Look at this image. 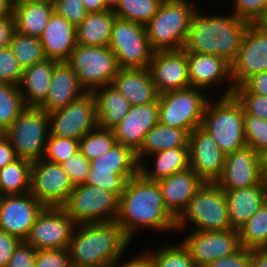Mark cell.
<instances>
[{
	"instance_id": "d590c367",
	"label": "cell",
	"mask_w": 267,
	"mask_h": 267,
	"mask_svg": "<svg viewBox=\"0 0 267 267\" xmlns=\"http://www.w3.org/2000/svg\"><path fill=\"white\" fill-rule=\"evenodd\" d=\"M157 250L143 249V253L150 261L151 267H195L189 251L179 241L177 244L159 243Z\"/></svg>"
},
{
	"instance_id": "e0dca14e",
	"label": "cell",
	"mask_w": 267,
	"mask_h": 267,
	"mask_svg": "<svg viewBox=\"0 0 267 267\" xmlns=\"http://www.w3.org/2000/svg\"><path fill=\"white\" fill-rule=\"evenodd\" d=\"M44 208L30 192L0 196V229L25 241Z\"/></svg>"
},
{
	"instance_id": "83f0119b",
	"label": "cell",
	"mask_w": 267,
	"mask_h": 267,
	"mask_svg": "<svg viewBox=\"0 0 267 267\" xmlns=\"http://www.w3.org/2000/svg\"><path fill=\"white\" fill-rule=\"evenodd\" d=\"M57 63L56 60L45 59L23 69L19 89L27 107H38L46 99L53 69Z\"/></svg>"
},
{
	"instance_id": "4fadbf2b",
	"label": "cell",
	"mask_w": 267,
	"mask_h": 267,
	"mask_svg": "<svg viewBox=\"0 0 267 267\" xmlns=\"http://www.w3.org/2000/svg\"><path fill=\"white\" fill-rule=\"evenodd\" d=\"M74 184L58 163L45 159L32 162L30 193L45 207H62Z\"/></svg>"
},
{
	"instance_id": "7402d4cb",
	"label": "cell",
	"mask_w": 267,
	"mask_h": 267,
	"mask_svg": "<svg viewBox=\"0 0 267 267\" xmlns=\"http://www.w3.org/2000/svg\"><path fill=\"white\" fill-rule=\"evenodd\" d=\"M158 122L157 100L153 103L131 106L128 114L112 131L117 143L128 146L136 153L142 146L146 133Z\"/></svg>"
},
{
	"instance_id": "7bdbcfd3",
	"label": "cell",
	"mask_w": 267,
	"mask_h": 267,
	"mask_svg": "<svg viewBox=\"0 0 267 267\" xmlns=\"http://www.w3.org/2000/svg\"><path fill=\"white\" fill-rule=\"evenodd\" d=\"M243 127L246 145L263 154L267 150V120L244 114Z\"/></svg>"
},
{
	"instance_id": "03108f58",
	"label": "cell",
	"mask_w": 267,
	"mask_h": 267,
	"mask_svg": "<svg viewBox=\"0 0 267 267\" xmlns=\"http://www.w3.org/2000/svg\"><path fill=\"white\" fill-rule=\"evenodd\" d=\"M108 10L115 11L119 6L121 0H105Z\"/></svg>"
},
{
	"instance_id": "ab89813d",
	"label": "cell",
	"mask_w": 267,
	"mask_h": 267,
	"mask_svg": "<svg viewBox=\"0 0 267 267\" xmlns=\"http://www.w3.org/2000/svg\"><path fill=\"white\" fill-rule=\"evenodd\" d=\"M163 0H121L114 11L117 18L146 25L157 13Z\"/></svg>"
},
{
	"instance_id": "9a60e30c",
	"label": "cell",
	"mask_w": 267,
	"mask_h": 267,
	"mask_svg": "<svg viewBox=\"0 0 267 267\" xmlns=\"http://www.w3.org/2000/svg\"><path fill=\"white\" fill-rule=\"evenodd\" d=\"M181 239V243L189 251L195 267H205L210 262L236 252L241 246L239 231H190Z\"/></svg>"
},
{
	"instance_id": "4316f807",
	"label": "cell",
	"mask_w": 267,
	"mask_h": 267,
	"mask_svg": "<svg viewBox=\"0 0 267 267\" xmlns=\"http://www.w3.org/2000/svg\"><path fill=\"white\" fill-rule=\"evenodd\" d=\"M112 85L123 94L131 106L153 103L159 98L148 68H120Z\"/></svg>"
},
{
	"instance_id": "680465c9",
	"label": "cell",
	"mask_w": 267,
	"mask_h": 267,
	"mask_svg": "<svg viewBox=\"0 0 267 267\" xmlns=\"http://www.w3.org/2000/svg\"><path fill=\"white\" fill-rule=\"evenodd\" d=\"M118 260L111 267H151L150 261L147 256L141 252L136 256H133L131 259H128L126 262ZM122 262V263H121ZM121 264V265H120Z\"/></svg>"
},
{
	"instance_id": "7a4b0ae2",
	"label": "cell",
	"mask_w": 267,
	"mask_h": 267,
	"mask_svg": "<svg viewBox=\"0 0 267 267\" xmlns=\"http://www.w3.org/2000/svg\"><path fill=\"white\" fill-rule=\"evenodd\" d=\"M206 13L198 8L193 14L183 49L187 53L219 56L231 65L250 23L233 13Z\"/></svg>"
},
{
	"instance_id": "52a82bcc",
	"label": "cell",
	"mask_w": 267,
	"mask_h": 267,
	"mask_svg": "<svg viewBox=\"0 0 267 267\" xmlns=\"http://www.w3.org/2000/svg\"><path fill=\"white\" fill-rule=\"evenodd\" d=\"M205 93L208 92L188 87L159 94V123L190 134L202 124L204 108L209 100V94Z\"/></svg>"
},
{
	"instance_id": "681fc988",
	"label": "cell",
	"mask_w": 267,
	"mask_h": 267,
	"mask_svg": "<svg viewBox=\"0 0 267 267\" xmlns=\"http://www.w3.org/2000/svg\"><path fill=\"white\" fill-rule=\"evenodd\" d=\"M241 103L244 114L267 120V96L253 93H233Z\"/></svg>"
},
{
	"instance_id": "30bf717a",
	"label": "cell",
	"mask_w": 267,
	"mask_h": 267,
	"mask_svg": "<svg viewBox=\"0 0 267 267\" xmlns=\"http://www.w3.org/2000/svg\"><path fill=\"white\" fill-rule=\"evenodd\" d=\"M62 208L76 224L113 222L119 211V197L100 187L79 184Z\"/></svg>"
},
{
	"instance_id": "44dd1931",
	"label": "cell",
	"mask_w": 267,
	"mask_h": 267,
	"mask_svg": "<svg viewBox=\"0 0 267 267\" xmlns=\"http://www.w3.org/2000/svg\"><path fill=\"white\" fill-rule=\"evenodd\" d=\"M148 69L159 94L190 87L184 49L154 51Z\"/></svg>"
},
{
	"instance_id": "b9f144b4",
	"label": "cell",
	"mask_w": 267,
	"mask_h": 267,
	"mask_svg": "<svg viewBox=\"0 0 267 267\" xmlns=\"http://www.w3.org/2000/svg\"><path fill=\"white\" fill-rule=\"evenodd\" d=\"M135 175L116 174L114 170H93L90 168L84 184L100 187L120 197L124 191L126 182Z\"/></svg>"
},
{
	"instance_id": "1f68e13d",
	"label": "cell",
	"mask_w": 267,
	"mask_h": 267,
	"mask_svg": "<svg viewBox=\"0 0 267 267\" xmlns=\"http://www.w3.org/2000/svg\"><path fill=\"white\" fill-rule=\"evenodd\" d=\"M115 18L116 15L112 10L88 13L76 27V44L108 46Z\"/></svg>"
},
{
	"instance_id": "f1b7e54d",
	"label": "cell",
	"mask_w": 267,
	"mask_h": 267,
	"mask_svg": "<svg viewBox=\"0 0 267 267\" xmlns=\"http://www.w3.org/2000/svg\"><path fill=\"white\" fill-rule=\"evenodd\" d=\"M98 127L112 130L128 114L130 102L112 84L95 89Z\"/></svg>"
},
{
	"instance_id": "9c48e42d",
	"label": "cell",
	"mask_w": 267,
	"mask_h": 267,
	"mask_svg": "<svg viewBox=\"0 0 267 267\" xmlns=\"http://www.w3.org/2000/svg\"><path fill=\"white\" fill-rule=\"evenodd\" d=\"M66 62L87 92L112 84L120 69L115 54L109 46L76 44Z\"/></svg>"
},
{
	"instance_id": "484cf974",
	"label": "cell",
	"mask_w": 267,
	"mask_h": 267,
	"mask_svg": "<svg viewBox=\"0 0 267 267\" xmlns=\"http://www.w3.org/2000/svg\"><path fill=\"white\" fill-rule=\"evenodd\" d=\"M40 41L47 59L66 62L76 46V27L53 11Z\"/></svg>"
},
{
	"instance_id": "ee69618b",
	"label": "cell",
	"mask_w": 267,
	"mask_h": 267,
	"mask_svg": "<svg viewBox=\"0 0 267 267\" xmlns=\"http://www.w3.org/2000/svg\"><path fill=\"white\" fill-rule=\"evenodd\" d=\"M79 150V141L49 133L43 159L61 164Z\"/></svg>"
},
{
	"instance_id": "003e7915",
	"label": "cell",
	"mask_w": 267,
	"mask_h": 267,
	"mask_svg": "<svg viewBox=\"0 0 267 267\" xmlns=\"http://www.w3.org/2000/svg\"><path fill=\"white\" fill-rule=\"evenodd\" d=\"M257 24L267 32V12Z\"/></svg>"
},
{
	"instance_id": "74e56055",
	"label": "cell",
	"mask_w": 267,
	"mask_h": 267,
	"mask_svg": "<svg viewBox=\"0 0 267 267\" xmlns=\"http://www.w3.org/2000/svg\"><path fill=\"white\" fill-rule=\"evenodd\" d=\"M9 47L23 69L47 59L40 38L37 37L15 31Z\"/></svg>"
},
{
	"instance_id": "7c38bea8",
	"label": "cell",
	"mask_w": 267,
	"mask_h": 267,
	"mask_svg": "<svg viewBox=\"0 0 267 267\" xmlns=\"http://www.w3.org/2000/svg\"><path fill=\"white\" fill-rule=\"evenodd\" d=\"M50 134L79 141L98 127L96 102L92 92L48 113Z\"/></svg>"
},
{
	"instance_id": "c3c4849f",
	"label": "cell",
	"mask_w": 267,
	"mask_h": 267,
	"mask_svg": "<svg viewBox=\"0 0 267 267\" xmlns=\"http://www.w3.org/2000/svg\"><path fill=\"white\" fill-rule=\"evenodd\" d=\"M53 10L77 27L88 12L82 0H53Z\"/></svg>"
},
{
	"instance_id": "60d3db41",
	"label": "cell",
	"mask_w": 267,
	"mask_h": 267,
	"mask_svg": "<svg viewBox=\"0 0 267 267\" xmlns=\"http://www.w3.org/2000/svg\"><path fill=\"white\" fill-rule=\"evenodd\" d=\"M115 143L112 130L97 127L79 140V151L91 161L108 152Z\"/></svg>"
},
{
	"instance_id": "5bb4252c",
	"label": "cell",
	"mask_w": 267,
	"mask_h": 267,
	"mask_svg": "<svg viewBox=\"0 0 267 267\" xmlns=\"http://www.w3.org/2000/svg\"><path fill=\"white\" fill-rule=\"evenodd\" d=\"M76 225L62 207H45L25 242L36 250L67 248Z\"/></svg>"
},
{
	"instance_id": "6f0895ef",
	"label": "cell",
	"mask_w": 267,
	"mask_h": 267,
	"mask_svg": "<svg viewBox=\"0 0 267 267\" xmlns=\"http://www.w3.org/2000/svg\"><path fill=\"white\" fill-rule=\"evenodd\" d=\"M18 159L10 140L4 135L0 139V169Z\"/></svg>"
},
{
	"instance_id": "f5cc1de1",
	"label": "cell",
	"mask_w": 267,
	"mask_h": 267,
	"mask_svg": "<svg viewBox=\"0 0 267 267\" xmlns=\"http://www.w3.org/2000/svg\"><path fill=\"white\" fill-rule=\"evenodd\" d=\"M251 249L240 247L231 255L210 262L205 267H250Z\"/></svg>"
},
{
	"instance_id": "f35d334b",
	"label": "cell",
	"mask_w": 267,
	"mask_h": 267,
	"mask_svg": "<svg viewBox=\"0 0 267 267\" xmlns=\"http://www.w3.org/2000/svg\"><path fill=\"white\" fill-rule=\"evenodd\" d=\"M26 107L19 86L0 82V126L4 130Z\"/></svg>"
},
{
	"instance_id": "8992f818",
	"label": "cell",
	"mask_w": 267,
	"mask_h": 267,
	"mask_svg": "<svg viewBox=\"0 0 267 267\" xmlns=\"http://www.w3.org/2000/svg\"><path fill=\"white\" fill-rule=\"evenodd\" d=\"M193 224L191 231L231 229L225 191L216 182H204L176 219V232Z\"/></svg>"
},
{
	"instance_id": "91938a15",
	"label": "cell",
	"mask_w": 267,
	"mask_h": 267,
	"mask_svg": "<svg viewBox=\"0 0 267 267\" xmlns=\"http://www.w3.org/2000/svg\"><path fill=\"white\" fill-rule=\"evenodd\" d=\"M250 267H267V247L251 249Z\"/></svg>"
},
{
	"instance_id": "e7e4bbea",
	"label": "cell",
	"mask_w": 267,
	"mask_h": 267,
	"mask_svg": "<svg viewBox=\"0 0 267 267\" xmlns=\"http://www.w3.org/2000/svg\"><path fill=\"white\" fill-rule=\"evenodd\" d=\"M261 166L263 179L267 181V150L261 154Z\"/></svg>"
},
{
	"instance_id": "bcb514c9",
	"label": "cell",
	"mask_w": 267,
	"mask_h": 267,
	"mask_svg": "<svg viewBox=\"0 0 267 267\" xmlns=\"http://www.w3.org/2000/svg\"><path fill=\"white\" fill-rule=\"evenodd\" d=\"M22 74L23 68L11 48H0V82L19 86Z\"/></svg>"
},
{
	"instance_id": "d6986e66",
	"label": "cell",
	"mask_w": 267,
	"mask_h": 267,
	"mask_svg": "<svg viewBox=\"0 0 267 267\" xmlns=\"http://www.w3.org/2000/svg\"><path fill=\"white\" fill-rule=\"evenodd\" d=\"M189 167L204 181L216 182L223 172L226 154L201 126L189 134Z\"/></svg>"
},
{
	"instance_id": "d6a6232c",
	"label": "cell",
	"mask_w": 267,
	"mask_h": 267,
	"mask_svg": "<svg viewBox=\"0 0 267 267\" xmlns=\"http://www.w3.org/2000/svg\"><path fill=\"white\" fill-rule=\"evenodd\" d=\"M53 11V2L29 3L14 8L16 32L40 38Z\"/></svg>"
},
{
	"instance_id": "603a6c76",
	"label": "cell",
	"mask_w": 267,
	"mask_h": 267,
	"mask_svg": "<svg viewBox=\"0 0 267 267\" xmlns=\"http://www.w3.org/2000/svg\"><path fill=\"white\" fill-rule=\"evenodd\" d=\"M86 93L68 63L58 62L53 69L48 95L38 108L50 113L67 106Z\"/></svg>"
},
{
	"instance_id": "cb8c5ba5",
	"label": "cell",
	"mask_w": 267,
	"mask_h": 267,
	"mask_svg": "<svg viewBox=\"0 0 267 267\" xmlns=\"http://www.w3.org/2000/svg\"><path fill=\"white\" fill-rule=\"evenodd\" d=\"M167 210L177 219L204 181L191 169L157 181Z\"/></svg>"
},
{
	"instance_id": "be15d7a7",
	"label": "cell",
	"mask_w": 267,
	"mask_h": 267,
	"mask_svg": "<svg viewBox=\"0 0 267 267\" xmlns=\"http://www.w3.org/2000/svg\"><path fill=\"white\" fill-rule=\"evenodd\" d=\"M9 1L13 9L20 5H25L29 3L53 2V0H9Z\"/></svg>"
},
{
	"instance_id": "836d02e7",
	"label": "cell",
	"mask_w": 267,
	"mask_h": 267,
	"mask_svg": "<svg viewBox=\"0 0 267 267\" xmlns=\"http://www.w3.org/2000/svg\"><path fill=\"white\" fill-rule=\"evenodd\" d=\"M90 167L93 170H114L116 174H137L139 172L136 153L128 146L117 142L108 152L91 160Z\"/></svg>"
},
{
	"instance_id": "f6af8a7d",
	"label": "cell",
	"mask_w": 267,
	"mask_h": 267,
	"mask_svg": "<svg viewBox=\"0 0 267 267\" xmlns=\"http://www.w3.org/2000/svg\"><path fill=\"white\" fill-rule=\"evenodd\" d=\"M231 4L234 16L250 24H257L267 12V0H233Z\"/></svg>"
},
{
	"instance_id": "d4e9b609",
	"label": "cell",
	"mask_w": 267,
	"mask_h": 267,
	"mask_svg": "<svg viewBox=\"0 0 267 267\" xmlns=\"http://www.w3.org/2000/svg\"><path fill=\"white\" fill-rule=\"evenodd\" d=\"M228 219L232 229H239L266 202L267 181L245 188L224 190Z\"/></svg>"
},
{
	"instance_id": "8fae6325",
	"label": "cell",
	"mask_w": 267,
	"mask_h": 267,
	"mask_svg": "<svg viewBox=\"0 0 267 267\" xmlns=\"http://www.w3.org/2000/svg\"><path fill=\"white\" fill-rule=\"evenodd\" d=\"M109 48L119 68H148L153 54L144 25L115 18Z\"/></svg>"
},
{
	"instance_id": "11a10c76",
	"label": "cell",
	"mask_w": 267,
	"mask_h": 267,
	"mask_svg": "<svg viewBox=\"0 0 267 267\" xmlns=\"http://www.w3.org/2000/svg\"><path fill=\"white\" fill-rule=\"evenodd\" d=\"M21 240L0 229V267H6Z\"/></svg>"
},
{
	"instance_id": "2e32d148",
	"label": "cell",
	"mask_w": 267,
	"mask_h": 267,
	"mask_svg": "<svg viewBox=\"0 0 267 267\" xmlns=\"http://www.w3.org/2000/svg\"><path fill=\"white\" fill-rule=\"evenodd\" d=\"M267 71V32L258 24H250L245 31L235 61L231 64L234 88L250 76Z\"/></svg>"
},
{
	"instance_id": "277c9868",
	"label": "cell",
	"mask_w": 267,
	"mask_h": 267,
	"mask_svg": "<svg viewBox=\"0 0 267 267\" xmlns=\"http://www.w3.org/2000/svg\"><path fill=\"white\" fill-rule=\"evenodd\" d=\"M197 8L189 0H163L145 25L150 48L153 51L182 50Z\"/></svg>"
},
{
	"instance_id": "7dc6e473",
	"label": "cell",
	"mask_w": 267,
	"mask_h": 267,
	"mask_svg": "<svg viewBox=\"0 0 267 267\" xmlns=\"http://www.w3.org/2000/svg\"><path fill=\"white\" fill-rule=\"evenodd\" d=\"M60 165L66 171L74 186L85 183L91 168L90 160H88L79 150Z\"/></svg>"
},
{
	"instance_id": "3957f363",
	"label": "cell",
	"mask_w": 267,
	"mask_h": 267,
	"mask_svg": "<svg viewBox=\"0 0 267 267\" xmlns=\"http://www.w3.org/2000/svg\"><path fill=\"white\" fill-rule=\"evenodd\" d=\"M131 245L116 221L77 224L68 244L72 267H111Z\"/></svg>"
},
{
	"instance_id": "e575fe53",
	"label": "cell",
	"mask_w": 267,
	"mask_h": 267,
	"mask_svg": "<svg viewBox=\"0 0 267 267\" xmlns=\"http://www.w3.org/2000/svg\"><path fill=\"white\" fill-rule=\"evenodd\" d=\"M32 162L18 158L0 169V196L30 192Z\"/></svg>"
},
{
	"instance_id": "f546056e",
	"label": "cell",
	"mask_w": 267,
	"mask_h": 267,
	"mask_svg": "<svg viewBox=\"0 0 267 267\" xmlns=\"http://www.w3.org/2000/svg\"><path fill=\"white\" fill-rule=\"evenodd\" d=\"M151 158L154 164L147 166V162L139 164V172L148 180L158 181L178 172L187 170L189 167V147H176L153 153ZM154 160V161H153Z\"/></svg>"
},
{
	"instance_id": "ba28073f",
	"label": "cell",
	"mask_w": 267,
	"mask_h": 267,
	"mask_svg": "<svg viewBox=\"0 0 267 267\" xmlns=\"http://www.w3.org/2000/svg\"><path fill=\"white\" fill-rule=\"evenodd\" d=\"M49 133L48 113L38 107H26L5 130L17 157L31 162L43 158Z\"/></svg>"
},
{
	"instance_id": "9f6ffc18",
	"label": "cell",
	"mask_w": 267,
	"mask_h": 267,
	"mask_svg": "<svg viewBox=\"0 0 267 267\" xmlns=\"http://www.w3.org/2000/svg\"><path fill=\"white\" fill-rule=\"evenodd\" d=\"M14 16L0 18V48L8 47L15 33Z\"/></svg>"
},
{
	"instance_id": "ffe728a7",
	"label": "cell",
	"mask_w": 267,
	"mask_h": 267,
	"mask_svg": "<svg viewBox=\"0 0 267 267\" xmlns=\"http://www.w3.org/2000/svg\"><path fill=\"white\" fill-rule=\"evenodd\" d=\"M262 180L261 155L245 145L226 154L223 172L216 183L223 190H233L257 185Z\"/></svg>"
},
{
	"instance_id": "5b68a950",
	"label": "cell",
	"mask_w": 267,
	"mask_h": 267,
	"mask_svg": "<svg viewBox=\"0 0 267 267\" xmlns=\"http://www.w3.org/2000/svg\"><path fill=\"white\" fill-rule=\"evenodd\" d=\"M208 100L201 127L206 130L225 153H232L246 145L244 136V110L232 94Z\"/></svg>"
},
{
	"instance_id": "816d5d0a",
	"label": "cell",
	"mask_w": 267,
	"mask_h": 267,
	"mask_svg": "<svg viewBox=\"0 0 267 267\" xmlns=\"http://www.w3.org/2000/svg\"><path fill=\"white\" fill-rule=\"evenodd\" d=\"M36 251L34 247L21 241L6 267H35Z\"/></svg>"
},
{
	"instance_id": "ac0fdd59",
	"label": "cell",
	"mask_w": 267,
	"mask_h": 267,
	"mask_svg": "<svg viewBox=\"0 0 267 267\" xmlns=\"http://www.w3.org/2000/svg\"><path fill=\"white\" fill-rule=\"evenodd\" d=\"M188 77L190 87L202 90L223 88L221 96L233 94L234 86L231 79V65L223 58L215 55L187 53ZM211 87V88H210ZM214 87V88H213Z\"/></svg>"
},
{
	"instance_id": "f907efd6",
	"label": "cell",
	"mask_w": 267,
	"mask_h": 267,
	"mask_svg": "<svg viewBox=\"0 0 267 267\" xmlns=\"http://www.w3.org/2000/svg\"><path fill=\"white\" fill-rule=\"evenodd\" d=\"M35 267H72L68 249L37 250Z\"/></svg>"
},
{
	"instance_id": "8d00e7d4",
	"label": "cell",
	"mask_w": 267,
	"mask_h": 267,
	"mask_svg": "<svg viewBox=\"0 0 267 267\" xmlns=\"http://www.w3.org/2000/svg\"><path fill=\"white\" fill-rule=\"evenodd\" d=\"M239 243L248 249L267 247V202L239 229Z\"/></svg>"
},
{
	"instance_id": "94428289",
	"label": "cell",
	"mask_w": 267,
	"mask_h": 267,
	"mask_svg": "<svg viewBox=\"0 0 267 267\" xmlns=\"http://www.w3.org/2000/svg\"><path fill=\"white\" fill-rule=\"evenodd\" d=\"M88 13L103 12L108 10L105 0H82Z\"/></svg>"
},
{
	"instance_id": "6da1fadb",
	"label": "cell",
	"mask_w": 267,
	"mask_h": 267,
	"mask_svg": "<svg viewBox=\"0 0 267 267\" xmlns=\"http://www.w3.org/2000/svg\"><path fill=\"white\" fill-rule=\"evenodd\" d=\"M116 222L131 242L145 228L161 235L176 231V218L167 210L158 182L146 179L140 172L126 182Z\"/></svg>"
},
{
	"instance_id": "db71d44e",
	"label": "cell",
	"mask_w": 267,
	"mask_h": 267,
	"mask_svg": "<svg viewBox=\"0 0 267 267\" xmlns=\"http://www.w3.org/2000/svg\"><path fill=\"white\" fill-rule=\"evenodd\" d=\"M233 93H253L267 96V71L250 76L241 85L235 87Z\"/></svg>"
},
{
	"instance_id": "4dcf8cb0",
	"label": "cell",
	"mask_w": 267,
	"mask_h": 267,
	"mask_svg": "<svg viewBox=\"0 0 267 267\" xmlns=\"http://www.w3.org/2000/svg\"><path fill=\"white\" fill-rule=\"evenodd\" d=\"M189 134L182 129L157 123L147 133L140 149L136 152L138 164L145 162L147 156L166 149L189 147ZM146 157V160H145Z\"/></svg>"
},
{
	"instance_id": "a7ac6f4b",
	"label": "cell",
	"mask_w": 267,
	"mask_h": 267,
	"mask_svg": "<svg viewBox=\"0 0 267 267\" xmlns=\"http://www.w3.org/2000/svg\"><path fill=\"white\" fill-rule=\"evenodd\" d=\"M5 135V130L0 126V139Z\"/></svg>"
},
{
	"instance_id": "6125c7cd",
	"label": "cell",
	"mask_w": 267,
	"mask_h": 267,
	"mask_svg": "<svg viewBox=\"0 0 267 267\" xmlns=\"http://www.w3.org/2000/svg\"><path fill=\"white\" fill-rule=\"evenodd\" d=\"M13 15V7L9 0H0V18Z\"/></svg>"
}]
</instances>
